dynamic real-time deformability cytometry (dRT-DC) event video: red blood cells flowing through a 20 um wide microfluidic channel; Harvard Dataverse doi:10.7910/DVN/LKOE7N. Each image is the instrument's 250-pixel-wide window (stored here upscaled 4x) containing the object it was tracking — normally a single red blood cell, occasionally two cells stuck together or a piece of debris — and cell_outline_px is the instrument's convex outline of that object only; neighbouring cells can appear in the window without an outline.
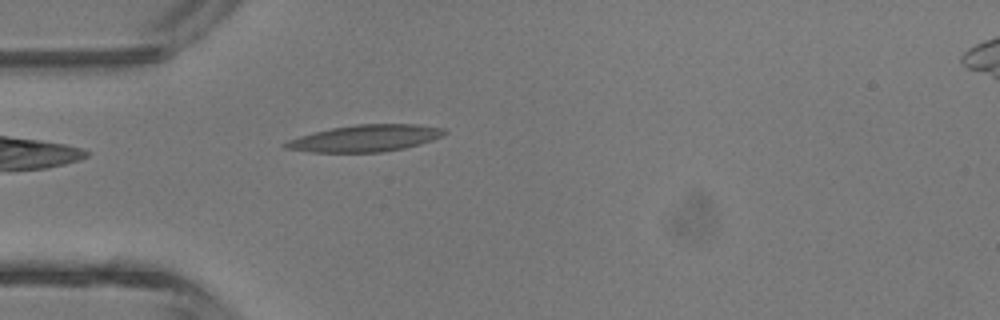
{"species": "common noctule bat (a hibernating species)", "species_latin": "Nyctalus noctula", "temperature_condition": "room temperature", "stored_images_in_passage": 1, "camera_frame_rate_fps": 3000, "um_per_image_px": 0.085, "animal": {"sex": "male", "body_mass_g": 13.3}, "frame": {"image": 1, "passage_image": 1, "time_ms": 0.0, "image_size_px": [1000, 320], "cell_outline_px": [[448, 132], [432, 140], [420, 144], [404, 148], [380, 152], [312, 152], [284, 148], [280, 144], [288, 140], [300, 136], [332, 128], [356, 124], [416, 124], [444, 128]], "centroid_in_image_um": [31.04, 11.75], "position_along_channel_um": 54.0, "area_um2": 24.62}}